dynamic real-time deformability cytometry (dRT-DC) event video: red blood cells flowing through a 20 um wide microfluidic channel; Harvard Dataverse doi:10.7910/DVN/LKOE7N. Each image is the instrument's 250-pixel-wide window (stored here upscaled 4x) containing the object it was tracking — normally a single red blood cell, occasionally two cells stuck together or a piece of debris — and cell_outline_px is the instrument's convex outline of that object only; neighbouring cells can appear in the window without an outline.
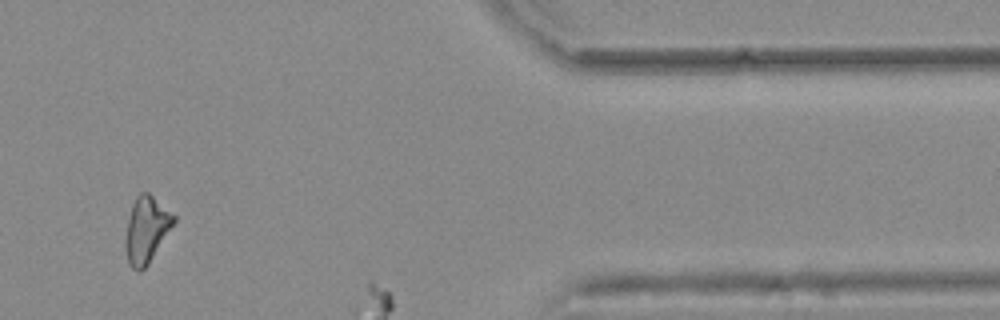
{"species": "common noctule bat (a hibernating species)", "species_latin": "Nyctalus noctula", "temperature_condition": "warm", "stored_images_in_passage": 47, "camera_frame_rate_fps": 3000, "um_per_image_px": 0.085, "animal": {"sex": "female", "body_mass_g": 25.1}, "frame": {"image": 1, "passage_image": 46, "time_ms": 15.0, "image_size_px": [1000, 320], "cell_outline_px": [[176, 220], [148, 264], [140, 272], [136, 272], [128, 264], [124, 244], [124, 240], [128, 220], [132, 204], [136, 196], [140, 192], [148, 192], [176, 216]], "centroid_in_image_um": [12.42, 19.53], "position_along_channel_um": 399.0, "area_um2": 18.61}}